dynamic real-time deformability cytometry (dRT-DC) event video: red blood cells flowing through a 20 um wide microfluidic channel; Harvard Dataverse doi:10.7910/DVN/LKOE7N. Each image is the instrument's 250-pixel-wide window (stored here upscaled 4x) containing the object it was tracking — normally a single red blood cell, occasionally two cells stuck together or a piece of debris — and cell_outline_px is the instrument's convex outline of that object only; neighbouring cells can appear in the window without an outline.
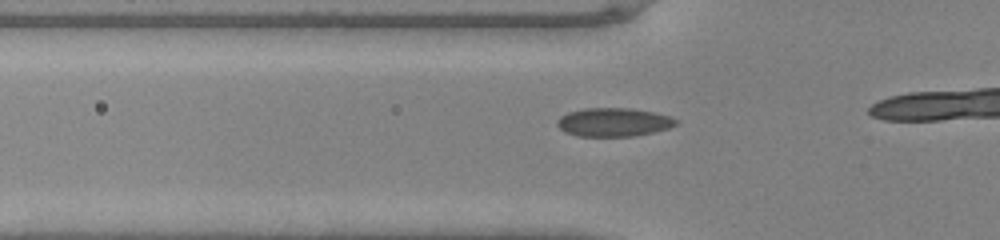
{"species": "common noctule bat (a hibernating species)", "species_latin": "Nyctalus noctula", "temperature_condition": "warm", "stored_images_in_passage": 18, "camera_frame_rate_fps": 3000, "um_per_image_px": 0.085, "animal": {"sex": "male", "body_mass_g": 20.0, "forearm_length_mm": 53.3}, "frame": {"image": 1, "passage_image": 13, "time_ms": 4.0, "image_size_px": [1000, 240], "cell_outline_px": [[680, 120], [676, 124], [668, 128], [652, 132], [632, 136], [576, 136], [564, 132], [556, 124], [556, 120], [560, 116], [568, 112], [584, 108], [632, 108], [652, 112], [668, 116]], "centroid_in_image_um": [52.11, 10.38], "position_along_channel_um": 73.7, "area_um2": 19.77}}
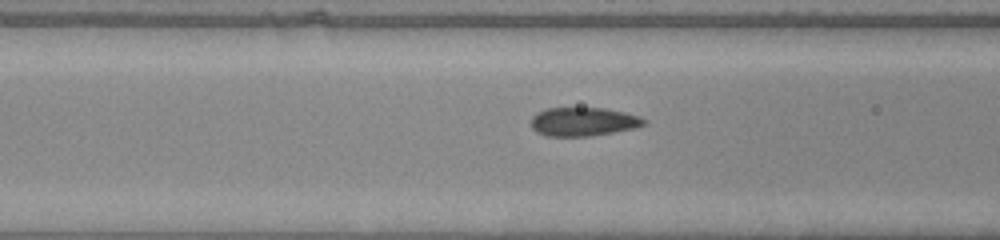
{"frame": {"image": 2, "passage_image": 16, "time_ms": 5.0, "image_size_px": [1000, 240], "cell_outline_px": [[644, 124], [632, 128], [612, 132], [588, 136], [544, 136], [536, 132], [532, 128], [532, 116], [536, 112], [548, 108], [604, 108], [624, 112], [640, 116], [644, 120]], "centroid_in_image_um": [49.52, 10.34], "position_along_channel_um": 117.1, "area_um2": 18.67}}